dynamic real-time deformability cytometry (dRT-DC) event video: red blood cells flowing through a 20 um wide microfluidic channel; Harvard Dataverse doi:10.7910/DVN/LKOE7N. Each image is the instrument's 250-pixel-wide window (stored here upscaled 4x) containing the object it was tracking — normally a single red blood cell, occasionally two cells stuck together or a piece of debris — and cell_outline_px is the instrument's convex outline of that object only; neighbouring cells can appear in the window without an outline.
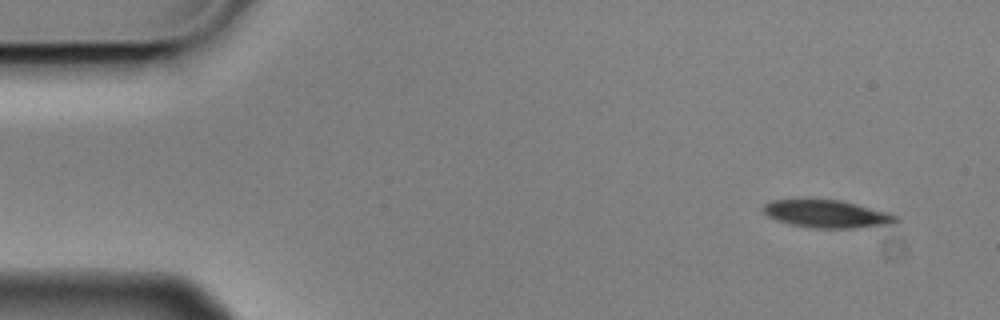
{"species": "Egyptian fruit bat (a non-hibernating species)", "species_latin": "Rousettus aegyptiacus", "temperature_condition": "cold", "stored_images_in_passage": 14, "camera_frame_rate_fps": 3000, "um_per_image_px": 0.085, "animal": {"sex": "male"}, "frame": {"image": 1, "passage_image": 1, "time_ms": 0.0, "image_size_px": [1000, 320], "cell_outline_px": [[900, 220], [892, 224], [852, 228], [812, 228], [788, 224], [776, 220], [768, 216], [760, 208], [764, 204], [772, 200], [840, 200], [888, 212], [896, 216]], "centroid_in_image_um": [70.26, 18.19], "position_along_channel_um": 14.7, "area_um2": 21.33}}
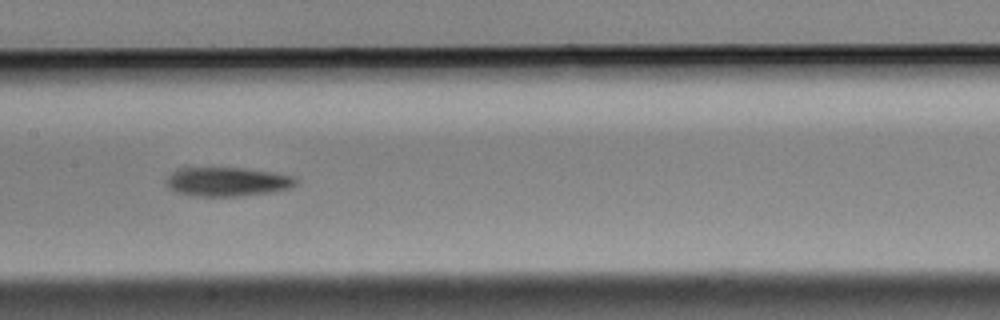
{"frame": {"image": 2, "passage_image": 7, "time_ms": 2.0, "image_size_px": [1000, 320], "cell_outline_px": [[300, 180], [296, 184], [288, 188], [272, 192], [236, 196], [196, 196], [176, 192], [168, 188], [164, 184], [164, 180], [176, 168], [244, 168], [272, 172], [296, 176]], "centroid_in_image_um": [19.3, 15.44], "position_along_channel_um": 188.1, "area_um2": 22.14}}
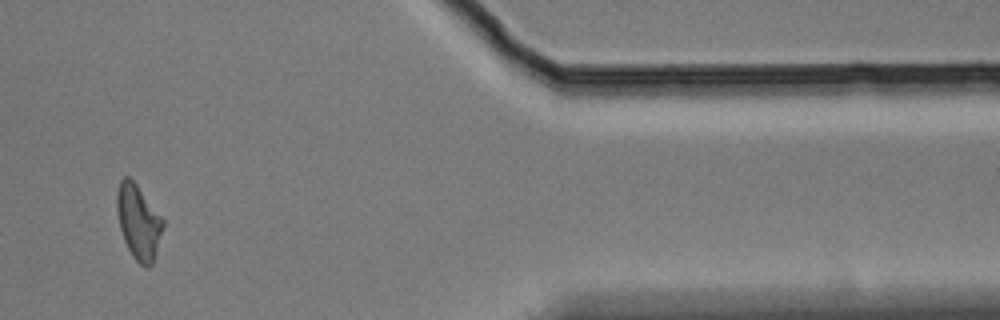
{"frame": {"image": 3, "passage_image": 12, "time_ms": 3.667, "image_size_px": [1000, 320], "cell_outline_px": [[164, 224], [152, 264], [148, 268], [144, 268], [132, 256], [124, 240], [120, 228], [116, 212], [116, 192], [120, 180], [124, 176], [128, 176], [136, 184], [164, 220]], "centroid_in_image_um": [11.74, 18.86], "position_along_channel_um": 399.7, "area_um2": 19.88}}